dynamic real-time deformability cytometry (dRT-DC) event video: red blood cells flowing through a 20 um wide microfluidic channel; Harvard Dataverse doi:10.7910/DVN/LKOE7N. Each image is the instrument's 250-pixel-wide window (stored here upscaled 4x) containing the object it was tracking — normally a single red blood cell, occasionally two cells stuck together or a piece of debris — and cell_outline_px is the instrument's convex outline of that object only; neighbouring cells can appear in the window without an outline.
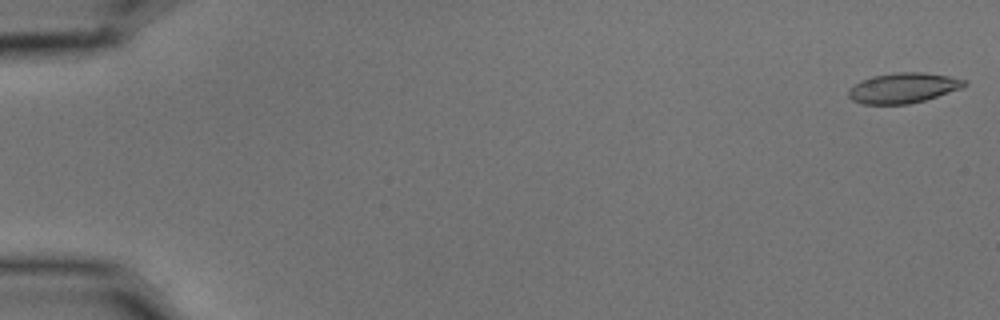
{"species": "common noctule bat (a hibernating species)", "species_latin": "Nyctalus noctula", "temperature_condition": "cold", "stored_images_in_passage": 57, "camera_frame_rate_fps": 3000, "um_per_image_px": 0.085, "animal": {"sex": "male", "body_mass_g": 15.6}, "frame": {"image": 1, "passage_image": 1, "time_ms": 0.0, "image_size_px": [1000, 320], "cell_outline_px": [[968, 84], [960, 88], [924, 100], [908, 104], [864, 104], [852, 100], [848, 96], [848, 92], [860, 80], [872, 76], [892, 72], [924, 72], [948, 76], [968, 80]], "centroid_in_image_um": [76.77, 7.46], "position_along_channel_um": 8.2, "area_um2": 20.29}}
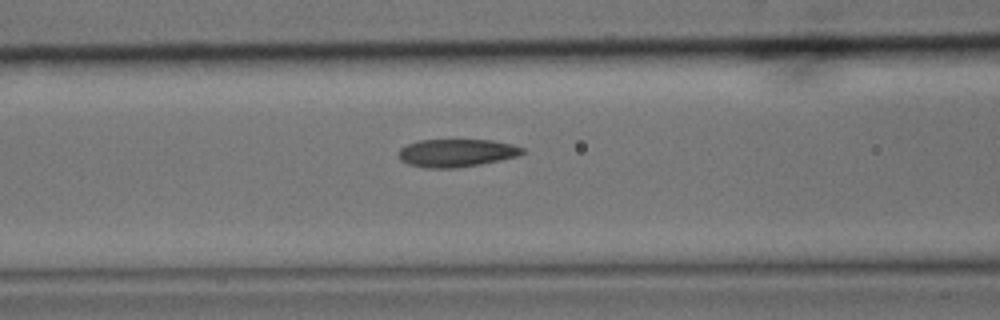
{"frame": {"image": 2, "passage_image": 24, "time_ms": 7.667, "image_size_px": [1000, 320], "cell_outline_px": [[524, 152], [520, 156], [480, 164], [456, 168], [424, 168], [408, 164], [400, 160], [400, 148], [416, 140], [492, 140], [512, 144], [524, 148]], "centroid_in_image_um": [38.82, 13.0], "position_along_channel_um": 127.8, "area_um2": 20.17}}
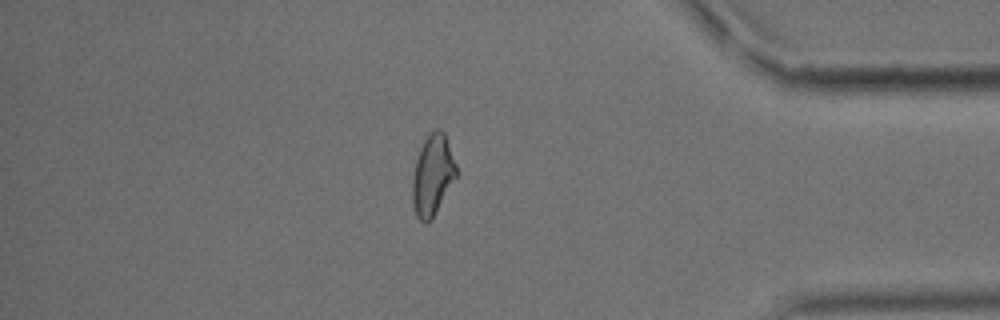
{"frame": {"image": 3, "passage_image": 49, "time_ms": 16.0, "image_size_px": [1000, 320], "cell_outline_px": [[456, 176], [432, 220], [428, 224], [424, 224], [416, 216], [412, 204], [412, 176], [416, 160], [420, 148], [428, 132], [436, 128], [440, 128], [444, 132], [456, 164]], "centroid_in_image_um": [36.74, 14.89], "position_along_channel_um": 398.5, "area_um2": 20.81}, "authors_computed_cell_mechanics": {"area_um2": 20.5768, "velocity_mm_per_s": 3.5698, "shape_relaxation_time_tau1_ms": null, "shape_relaxation_time_tau2_ms": 2.4214, "deformation_change_tau1": null, "deformation_change_tau2": 0.0922}}